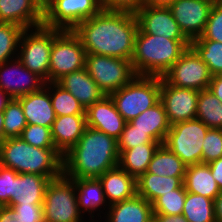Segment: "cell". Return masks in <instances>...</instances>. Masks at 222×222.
Returning <instances> with one entry per match:
<instances>
[{
	"label": "cell",
	"instance_id": "6da1fadb",
	"mask_svg": "<svg viewBox=\"0 0 222 222\" xmlns=\"http://www.w3.org/2000/svg\"><path fill=\"white\" fill-rule=\"evenodd\" d=\"M138 22L134 13L101 10L81 22L73 32L86 53L132 59Z\"/></svg>",
	"mask_w": 222,
	"mask_h": 222
},
{
	"label": "cell",
	"instance_id": "7a4b0ae2",
	"mask_svg": "<svg viewBox=\"0 0 222 222\" xmlns=\"http://www.w3.org/2000/svg\"><path fill=\"white\" fill-rule=\"evenodd\" d=\"M118 164L117 140L86 127L77 144L63 156V174L69 179L99 178Z\"/></svg>",
	"mask_w": 222,
	"mask_h": 222
},
{
	"label": "cell",
	"instance_id": "3957f363",
	"mask_svg": "<svg viewBox=\"0 0 222 222\" xmlns=\"http://www.w3.org/2000/svg\"><path fill=\"white\" fill-rule=\"evenodd\" d=\"M0 165L17 173L56 179L63 174V156L56 148H38L20 137L0 140Z\"/></svg>",
	"mask_w": 222,
	"mask_h": 222
},
{
	"label": "cell",
	"instance_id": "277c9868",
	"mask_svg": "<svg viewBox=\"0 0 222 222\" xmlns=\"http://www.w3.org/2000/svg\"><path fill=\"white\" fill-rule=\"evenodd\" d=\"M188 39H167L163 36L145 34L139 28L135 37L131 64L136 75H163L190 47Z\"/></svg>",
	"mask_w": 222,
	"mask_h": 222
},
{
	"label": "cell",
	"instance_id": "5b68a950",
	"mask_svg": "<svg viewBox=\"0 0 222 222\" xmlns=\"http://www.w3.org/2000/svg\"><path fill=\"white\" fill-rule=\"evenodd\" d=\"M160 88L161 77L136 75L110 97L117 111L129 122L160 100Z\"/></svg>",
	"mask_w": 222,
	"mask_h": 222
},
{
	"label": "cell",
	"instance_id": "8992f818",
	"mask_svg": "<svg viewBox=\"0 0 222 222\" xmlns=\"http://www.w3.org/2000/svg\"><path fill=\"white\" fill-rule=\"evenodd\" d=\"M61 31L42 25L34 29H25L19 40L17 59L46 83L49 82L50 52L53 39Z\"/></svg>",
	"mask_w": 222,
	"mask_h": 222
},
{
	"label": "cell",
	"instance_id": "52a82bcc",
	"mask_svg": "<svg viewBox=\"0 0 222 222\" xmlns=\"http://www.w3.org/2000/svg\"><path fill=\"white\" fill-rule=\"evenodd\" d=\"M76 193L74 181L64 174L52 179L43 201L45 222H83Z\"/></svg>",
	"mask_w": 222,
	"mask_h": 222
},
{
	"label": "cell",
	"instance_id": "ba28073f",
	"mask_svg": "<svg viewBox=\"0 0 222 222\" xmlns=\"http://www.w3.org/2000/svg\"><path fill=\"white\" fill-rule=\"evenodd\" d=\"M208 127L199 119H190L171 125L164 145L176 154L186 166L202 163V146Z\"/></svg>",
	"mask_w": 222,
	"mask_h": 222
},
{
	"label": "cell",
	"instance_id": "9c48e42d",
	"mask_svg": "<svg viewBox=\"0 0 222 222\" xmlns=\"http://www.w3.org/2000/svg\"><path fill=\"white\" fill-rule=\"evenodd\" d=\"M86 51L73 30H62L54 39L50 52L49 82L85 68Z\"/></svg>",
	"mask_w": 222,
	"mask_h": 222
},
{
	"label": "cell",
	"instance_id": "30bf717a",
	"mask_svg": "<svg viewBox=\"0 0 222 222\" xmlns=\"http://www.w3.org/2000/svg\"><path fill=\"white\" fill-rule=\"evenodd\" d=\"M85 68L105 95L119 90L136 76L130 60L92 53H86Z\"/></svg>",
	"mask_w": 222,
	"mask_h": 222
},
{
	"label": "cell",
	"instance_id": "8fae6325",
	"mask_svg": "<svg viewBox=\"0 0 222 222\" xmlns=\"http://www.w3.org/2000/svg\"><path fill=\"white\" fill-rule=\"evenodd\" d=\"M101 10L100 0H53L44 10L43 26L74 30Z\"/></svg>",
	"mask_w": 222,
	"mask_h": 222
},
{
	"label": "cell",
	"instance_id": "7c38bea8",
	"mask_svg": "<svg viewBox=\"0 0 222 222\" xmlns=\"http://www.w3.org/2000/svg\"><path fill=\"white\" fill-rule=\"evenodd\" d=\"M212 76L207 64L190 46L162 78L172 86L201 91L208 89Z\"/></svg>",
	"mask_w": 222,
	"mask_h": 222
},
{
	"label": "cell",
	"instance_id": "4fadbf2b",
	"mask_svg": "<svg viewBox=\"0 0 222 222\" xmlns=\"http://www.w3.org/2000/svg\"><path fill=\"white\" fill-rule=\"evenodd\" d=\"M213 4L211 0H175L169 6L180 30L190 42L202 36Z\"/></svg>",
	"mask_w": 222,
	"mask_h": 222
},
{
	"label": "cell",
	"instance_id": "5bb4252c",
	"mask_svg": "<svg viewBox=\"0 0 222 222\" xmlns=\"http://www.w3.org/2000/svg\"><path fill=\"white\" fill-rule=\"evenodd\" d=\"M199 91L168 84L161 77L160 101L170 125L196 118Z\"/></svg>",
	"mask_w": 222,
	"mask_h": 222
},
{
	"label": "cell",
	"instance_id": "9a60e30c",
	"mask_svg": "<svg viewBox=\"0 0 222 222\" xmlns=\"http://www.w3.org/2000/svg\"><path fill=\"white\" fill-rule=\"evenodd\" d=\"M45 84L40 76L28 70L17 58L0 65V89L10 98L37 92Z\"/></svg>",
	"mask_w": 222,
	"mask_h": 222
},
{
	"label": "cell",
	"instance_id": "2e32d148",
	"mask_svg": "<svg viewBox=\"0 0 222 222\" xmlns=\"http://www.w3.org/2000/svg\"><path fill=\"white\" fill-rule=\"evenodd\" d=\"M135 16L138 28L145 34L163 36L167 39H187L169 7L143 6Z\"/></svg>",
	"mask_w": 222,
	"mask_h": 222
},
{
	"label": "cell",
	"instance_id": "e0dca14e",
	"mask_svg": "<svg viewBox=\"0 0 222 222\" xmlns=\"http://www.w3.org/2000/svg\"><path fill=\"white\" fill-rule=\"evenodd\" d=\"M85 114L87 127L102 131L116 140L127 123L117 111L110 95L104 96L89 106L85 110Z\"/></svg>",
	"mask_w": 222,
	"mask_h": 222
},
{
	"label": "cell",
	"instance_id": "ac0fdd59",
	"mask_svg": "<svg viewBox=\"0 0 222 222\" xmlns=\"http://www.w3.org/2000/svg\"><path fill=\"white\" fill-rule=\"evenodd\" d=\"M44 10L35 0H0V22L24 29L43 25Z\"/></svg>",
	"mask_w": 222,
	"mask_h": 222
},
{
	"label": "cell",
	"instance_id": "d6986e66",
	"mask_svg": "<svg viewBox=\"0 0 222 222\" xmlns=\"http://www.w3.org/2000/svg\"><path fill=\"white\" fill-rule=\"evenodd\" d=\"M16 99L22 106L27 124L52 128L57 116L52 107L49 82L41 90L20 96Z\"/></svg>",
	"mask_w": 222,
	"mask_h": 222
},
{
	"label": "cell",
	"instance_id": "ffe728a7",
	"mask_svg": "<svg viewBox=\"0 0 222 222\" xmlns=\"http://www.w3.org/2000/svg\"><path fill=\"white\" fill-rule=\"evenodd\" d=\"M86 127V114L56 117L51 128L56 150L64 156L77 144Z\"/></svg>",
	"mask_w": 222,
	"mask_h": 222
},
{
	"label": "cell",
	"instance_id": "44dd1931",
	"mask_svg": "<svg viewBox=\"0 0 222 222\" xmlns=\"http://www.w3.org/2000/svg\"><path fill=\"white\" fill-rule=\"evenodd\" d=\"M57 83L69 91L85 110L106 96L91 78L86 68L64 75Z\"/></svg>",
	"mask_w": 222,
	"mask_h": 222
},
{
	"label": "cell",
	"instance_id": "7402d4cb",
	"mask_svg": "<svg viewBox=\"0 0 222 222\" xmlns=\"http://www.w3.org/2000/svg\"><path fill=\"white\" fill-rule=\"evenodd\" d=\"M102 183L108 207L124 200L133 198L137 194L136 179L119 165L107 170L99 177Z\"/></svg>",
	"mask_w": 222,
	"mask_h": 222
},
{
	"label": "cell",
	"instance_id": "603a6c76",
	"mask_svg": "<svg viewBox=\"0 0 222 222\" xmlns=\"http://www.w3.org/2000/svg\"><path fill=\"white\" fill-rule=\"evenodd\" d=\"M51 180L38 174H18L13 181V201L9 205H43L45 190Z\"/></svg>",
	"mask_w": 222,
	"mask_h": 222
},
{
	"label": "cell",
	"instance_id": "cb8c5ba5",
	"mask_svg": "<svg viewBox=\"0 0 222 222\" xmlns=\"http://www.w3.org/2000/svg\"><path fill=\"white\" fill-rule=\"evenodd\" d=\"M107 209L106 222H151L154 215L152 204L137 194Z\"/></svg>",
	"mask_w": 222,
	"mask_h": 222
},
{
	"label": "cell",
	"instance_id": "d4e9b609",
	"mask_svg": "<svg viewBox=\"0 0 222 222\" xmlns=\"http://www.w3.org/2000/svg\"><path fill=\"white\" fill-rule=\"evenodd\" d=\"M130 122L136 126V129L146 132L154 141L160 144L164 143L171 127L165 108L160 100Z\"/></svg>",
	"mask_w": 222,
	"mask_h": 222
},
{
	"label": "cell",
	"instance_id": "484cf974",
	"mask_svg": "<svg viewBox=\"0 0 222 222\" xmlns=\"http://www.w3.org/2000/svg\"><path fill=\"white\" fill-rule=\"evenodd\" d=\"M183 184L187 192L213 200L221 192L207 163L187 166Z\"/></svg>",
	"mask_w": 222,
	"mask_h": 222
},
{
	"label": "cell",
	"instance_id": "4316f807",
	"mask_svg": "<svg viewBox=\"0 0 222 222\" xmlns=\"http://www.w3.org/2000/svg\"><path fill=\"white\" fill-rule=\"evenodd\" d=\"M72 180L74 181L75 190L78 192L76 195L80 213L88 212L90 216L92 215L91 218L94 219L95 216L93 214L95 211H98L97 209L102 208L100 206H108L101 181L99 178Z\"/></svg>",
	"mask_w": 222,
	"mask_h": 222
},
{
	"label": "cell",
	"instance_id": "83f0119b",
	"mask_svg": "<svg viewBox=\"0 0 222 222\" xmlns=\"http://www.w3.org/2000/svg\"><path fill=\"white\" fill-rule=\"evenodd\" d=\"M183 181L184 177L159 176L145 173L136 179L137 195L152 204L161 195L181 187Z\"/></svg>",
	"mask_w": 222,
	"mask_h": 222
},
{
	"label": "cell",
	"instance_id": "f1b7e54d",
	"mask_svg": "<svg viewBox=\"0 0 222 222\" xmlns=\"http://www.w3.org/2000/svg\"><path fill=\"white\" fill-rule=\"evenodd\" d=\"M160 143H145L124 150L119 155V166L135 179L148 169L149 163Z\"/></svg>",
	"mask_w": 222,
	"mask_h": 222
},
{
	"label": "cell",
	"instance_id": "f546056e",
	"mask_svg": "<svg viewBox=\"0 0 222 222\" xmlns=\"http://www.w3.org/2000/svg\"><path fill=\"white\" fill-rule=\"evenodd\" d=\"M186 165L169 150L164 144H160L154 152L145 173L159 176L185 177Z\"/></svg>",
	"mask_w": 222,
	"mask_h": 222
},
{
	"label": "cell",
	"instance_id": "4dcf8cb0",
	"mask_svg": "<svg viewBox=\"0 0 222 222\" xmlns=\"http://www.w3.org/2000/svg\"><path fill=\"white\" fill-rule=\"evenodd\" d=\"M196 118L208 128L222 129V103L209 89L199 91Z\"/></svg>",
	"mask_w": 222,
	"mask_h": 222
},
{
	"label": "cell",
	"instance_id": "1f68e13d",
	"mask_svg": "<svg viewBox=\"0 0 222 222\" xmlns=\"http://www.w3.org/2000/svg\"><path fill=\"white\" fill-rule=\"evenodd\" d=\"M182 215L188 222H215L214 200L186 191Z\"/></svg>",
	"mask_w": 222,
	"mask_h": 222
},
{
	"label": "cell",
	"instance_id": "d6a6232c",
	"mask_svg": "<svg viewBox=\"0 0 222 222\" xmlns=\"http://www.w3.org/2000/svg\"><path fill=\"white\" fill-rule=\"evenodd\" d=\"M49 93H51L52 107L57 117L85 114V108L80 102L57 82H49Z\"/></svg>",
	"mask_w": 222,
	"mask_h": 222
},
{
	"label": "cell",
	"instance_id": "836d02e7",
	"mask_svg": "<svg viewBox=\"0 0 222 222\" xmlns=\"http://www.w3.org/2000/svg\"><path fill=\"white\" fill-rule=\"evenodd\" d=\"M190 46L207 64L212 75L222 74V43L214 40H192Z\"/></svg>",
	"mask_w": 222,
	"mask_h": 222
},
{
	"label": "cell",
	"instance_id": "e575fe53",
	"mask_svg": "<svg viewBox=\"0 0 222 222\" xmlns=\"http://www.w3.org/2000/svg\"><path fill=\"white\" fill-rule=\"evenodd\" d=\"M24 30L16 24L0 22V65L17 58L16 52H18L19 40Z\"/></svg>",
	"mask_w": 222,
	"mask_h": 222
},
{
	"label": "cell",
	"instance_id": "d590c367",
	"mask_svg": "<svg viewBox=\"0 0 222 222\" xmlns=\"http://www.w3.org/2000/svg\"><path fill=\"white\" fill-rule=\"evenodd\" d=\"M4 139L20 137L27 125L22 106L16 98H12L4 111Z\"/></svg>",
	"mask_w": 222,
	"mask_h": 222
},
{
	"label": "cell",
	"instance_id": "8d00e7d4",
	"mask_svg": "<svg viewBox=\"0 0 222 222\" xmlns=\"http://www.w3.org/2000/svg\"><path fill=\"white\" fill-rule=\"evenodd\" d=\"M186 190L184 184L178 189L161 195L153 203V214L181 215L185 203Z\"/></svg>",
	"mask_w": 222,
	"mask_h": 222
},
{
	"label": "cell",
	"instance_id": "74e56055",
	"mask_svg": "<svg viewBox=\"0 0 222 222\" xmlns=\"http://www.w3.org/2000/svg\"><path fill=\"white\" fill-rule=\"evenodd\" d=\"M145 143H159L154 141L146 132L136 129L130 121L126 123L122 134L117 139V149L119 155L127 149Z\"/></svg>",
	"mask_w": 222,
	"mask_h": 222
},
{
	"label": "cell",
	"instance_id": "f35d334b",
	"mask_svg": "<svg viewBox=\"0 0 222 222\" xmlns=\"http://www.w3.org/2000/svg\"><path fill=\"white\" fill-rule=\"evenodd\" d=\"M20 138L34 147L55 148L51 137V128L41 125L27 124Z\"/></svg>",
	"mask_w": 222,
	"mask_h": 222
},
{
	"label": "cell",
	"instance_id": "ab89813d",
	"mask_svg": "<svg viewBox=\"0 0 222 222\" xmlns=\"http://www.w3.org/2000/svg\"><path fill=\"white\" fill-rule=\"evenodd\" d=\"M195 40H214L222 43V0L214 2L205 30L202 36Z\"/></svg>",
	"mask_w": 222,
	"mask_h": 222
},
{
	"label": "cell",
	"instance_id": "60d3db41",
	"mask_svg": "<svg viewBox=\"0 0 222 222\" xmlns=\"http://www.w3.org/2000/svg\"><path fill=\"white\" fill-rule=\"evenodd\" d=\"M202 163L222 157V129L209 128L203 141Z\"/></svg>",
	"mask_w": 222,
	"mask_h": 222
},
{
	"label": "cell",
	"instance_id": "b9f144b4",
	"mask_svg": "<svg viewBox=\"0 0 222 222\" xmlns=\"http://www.w3.org/2000/svg\"><path fill=\"white\" fill-rule=\"evenodd\" d=\"M19 173L0 165V206L13 201V181Z\"/></svg>",
	"mask_w": 222,
	"mask_h": 222
},
{
	"label": "cell",
	"instance_id": "7bdbcfd3",
	"mask_svg": "<svg viewBox=\"0 0 222 222\" xmlns=\"http://www.w3.org/2000/svg\"><path fill=\"white\" fill-rule=\"evenodd\" d=\"M18 213L21 222H45L43 205H8Z\"/></svg>",
	"mask_w": 222,
	"mask_h": 222
},
{
	"label": "cell",
	"instance_id": "ee69618b",
	"mask_svg": "<svg viewBox=\"0 0 222 222\" xmlns=\"http://www.w3.org/2000/svg\"><path fill=\"white\" fill-rule=\"evenodd\" d=\"M102 10L136 13L143 7V0H100Z\"/></svg>",
	"mask_w": 222,
	"mask_h": 222
},
{
	"label": "cell",
	"instance_id": "f6af8a7d",
	"mask_svg": "<svg viewBox=\"0 0 222 222\" xmlns=\"http://www.w3.org/2000/svg\"><path fill=\"white\" fill-rule=\"evenodd\" d=\"M212 176L222 191V157L208 163Z\"/></svg>",
	"mask_w": 222,
	"mask_h": 222
},
{
	"label": "cell",
	"instance_id": "bcb514c9",
	"mask_svg": "<svg viewBox=\"0 0 222 222\" xmlns=\"http://www.w3.org/2000/svg\"><path fill=\"white\" fill-rule=\"evenodd\" d=\"M0 222H21L18 213L11 206H0Z\"/></svg>",
	"mask_w": 222,
	"mask_h": 222
},
{
	"label": "cell",
	"instance_id": "7dc6e473",
	"mask_svg": "<svg viewBox=\"0 0 222 222\" xmlns=\"http://www.w3.org/2000/svg\"><path fill=\"white\" fill-rule=\"evenodd\" d=\"M208 89L221 101L222 103V74L213 75L209 83Z\"/></svg>",
	"mask_w": 222,
	"mask_h": 222
},
{
	"label": "cell",
	"instance_id": "c3c4849f",
	"mask_svg": "<svg viewBox=\"0 0 222 222\" xmlns=\"http://www.w3.org/2000/svg\"><path fill=\"white\" fill-rule=\"evenodd\" d=\"M153 219L156 222H188L182 214L181 215L154 214Z\"/></svg>",
	"mask_w": 222,
	"mask_h": 222
},
{
	"label": "cell",
	"instance_id": "681fc988",
	"mask_svg": "<svg viewBox=\"0 0 222 222\" xmlns=\"http://www.w3.org/2000/svg\"><path fill=\"white\" fill-rule=\"evenodd\" d=\"M215 222H222V191L214 199Z\"/></svg>",
	"mask_w": 222,
	"mask_h": 222
},
{
	"label": "cell",
	"instance_id": "f907efd6",
	"mask_svg": "<svg viewBox=\"0 0 222 222\" xmlns=\"http://www.w3.org/2000/svg\"><path fill=\"white\" fill-rule=\"evenodd\" d=\"M175 0H143V6L169 7Z\"/></svg>",
	"mask_w": 222,
	"mask_h": 222
},
{
	"label": "cell",
	"instance_id": "816d5d0a",
	"mask_svg": "<svg viewBox=\"0 0 222 222\" xmlns=\"http://www.w3.org/2000/svg\"><path fill=\"white\" fill-rule=\"evenodd\" d=\"M12 98H10L5 92H3L0 89V112L4 111L7 103L11 100Z\"/></svg>",
	"mask_w": 222,
	"mask_h": 222
},
{
	"label": "cell",
	"instance_id": "f5cc1de1",
	"mask_svg": "<svg viewBox=\"0 0 222 222\" xmlns=\"http://www.w3.org/2000/svg\"><path fill=\"white\" fill-rule=\"evenodd\" d=\"M4 139V114L0 112V140Z\"/></svg>",
	"mask_w": 222,
	"mask_h": 222
},
{
	"label": "cell",
	"instance_id": "db71d44e",
	"mask_svg": "<svg viewBox=\"0 0 222 222\" xmlns=\"http://www.w3.org/2000/svg\"><path fill=\"white\" fill-rule=\"evenodd\" d=\"M37 4L45 10V8L53 1V0H35Z\"/></svg>",
	"mask_w": 222,
	"mask_h": 222
}]
</instances>
